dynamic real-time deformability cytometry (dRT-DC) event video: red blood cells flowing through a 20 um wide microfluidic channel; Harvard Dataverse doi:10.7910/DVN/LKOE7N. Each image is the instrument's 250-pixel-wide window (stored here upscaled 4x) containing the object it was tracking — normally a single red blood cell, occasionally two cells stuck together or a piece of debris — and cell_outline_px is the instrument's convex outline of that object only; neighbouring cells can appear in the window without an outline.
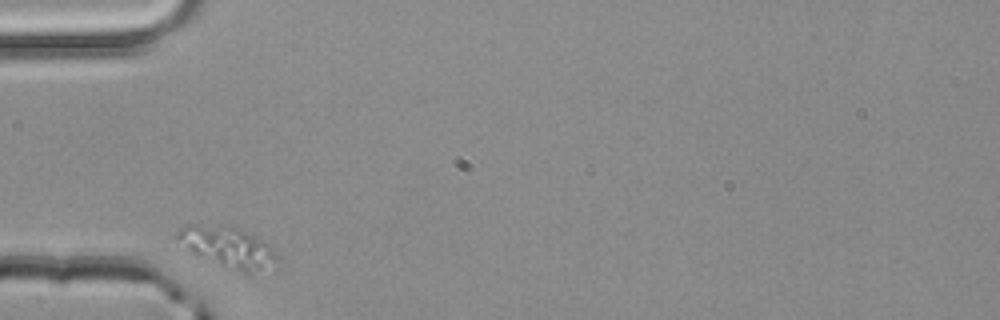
{"species": "common noctule bat (a hibernating species)", "species_latin": "Nyctalus noctula", "temperature_condition": "room temperature", "stored_images_in_passage": 30, "camera_frame_rate_fps": 3000, "um_per_image_px": 0.085, "animal": {"sex": "male", "body_mass_g": 20.4}, "frame": {"image": 1, "passage_image": 1, "time_ms": 0.0, "image_size_px": [1000, 320], "cell_outline_px": [[280, 260], [248, 276], [196, 256], [176, 240], [172, 236], [184, 224], [196, 224], [240, 228], [264, 240], [280, 256]], "centroid_in_image_um": [19.34, 21.02], "position_along_channel_um": 65.7, "area_um2": 24.16}}
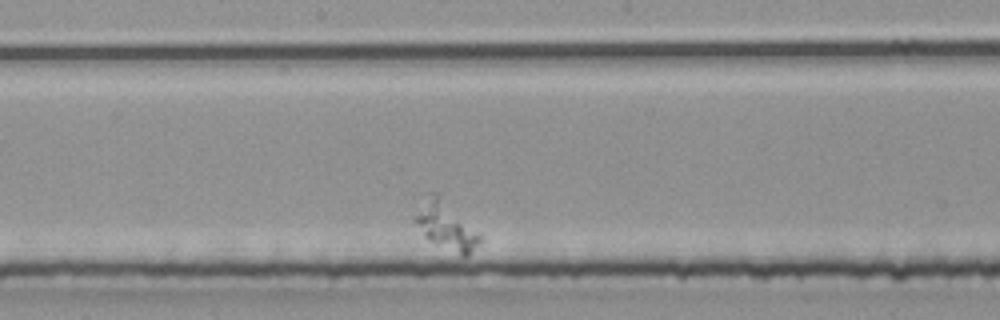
{"frame": {"image": 2, "passage_image": 15, "time_ms": 4.667, "image_size_px": [1000, 320], "cell_outline_px": [[484, 240], [468, 256], [460, 256], [428, 240], [424, 236], [412, 220], [428, 192], [440, 192], [484, 236]], "centroid_in_image_um": [37.97, 19.17], "position_along_channel_um": 210.2, "area_um2": 18.96}}
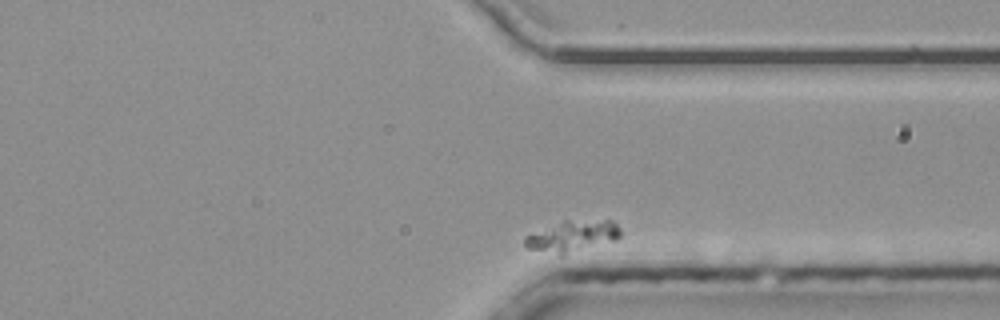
{"frame": {"image": 3, "passage_image": 29, "time_ms": 9.333, "image_size_px": [1000, 320], "cell_outline_px": [[620, 236], [616, 240], [564, 256], [560, 256], [524, 248], [524, 236], [564, 220], [612, 220], [620, 228]], "centroid_in_image_um": [48.63, 20.11], "position_along_channel_um": 362.8, "area_um2": 17.86}}